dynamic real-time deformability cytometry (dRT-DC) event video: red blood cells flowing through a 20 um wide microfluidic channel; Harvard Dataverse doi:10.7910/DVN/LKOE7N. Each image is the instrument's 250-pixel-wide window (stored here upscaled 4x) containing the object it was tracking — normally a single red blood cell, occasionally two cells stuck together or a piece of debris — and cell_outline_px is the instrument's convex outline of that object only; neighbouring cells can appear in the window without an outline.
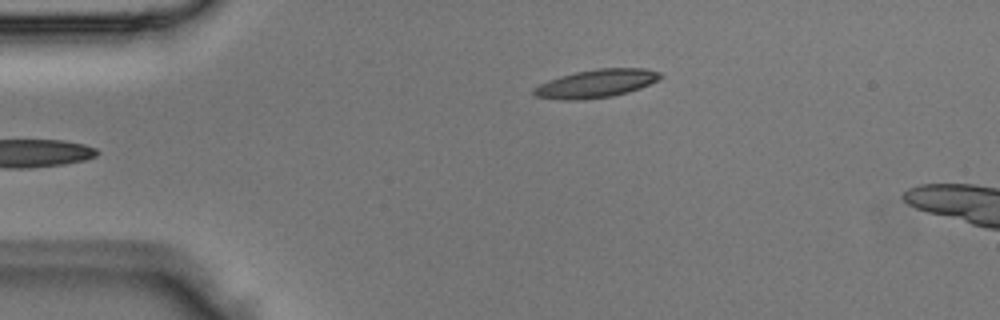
{"species": "Egyptian fruit bat (a non-hibernating species)", "species_latin": "Rousettus aegyptiacus", "temperature_condition": "room temperature", "stored_images_in_passage": 3, "camera_frame_rate_fps": 3000, "um_per_image_px": 0.085, "animal": {"sex": "male"}, "frame": {"image": 1, "passage_image": 3, "time_ms": 0.667, "image_size_px": [1000, 320], "cell_outline_px": [[664, 76], [660, 80], [640, 88], [628, 92], [612, 96], [580, 100], [560, 100], [536, 96], [532, 92], [532, 88], [548, 80], [560, 76], [576, 72], [596, 68], [648, 68], [660, 72]], "centroid_in_image_um": [50.71, 7.09], "position_along_channel_um": 34.3, "area_um2": 20.98}}